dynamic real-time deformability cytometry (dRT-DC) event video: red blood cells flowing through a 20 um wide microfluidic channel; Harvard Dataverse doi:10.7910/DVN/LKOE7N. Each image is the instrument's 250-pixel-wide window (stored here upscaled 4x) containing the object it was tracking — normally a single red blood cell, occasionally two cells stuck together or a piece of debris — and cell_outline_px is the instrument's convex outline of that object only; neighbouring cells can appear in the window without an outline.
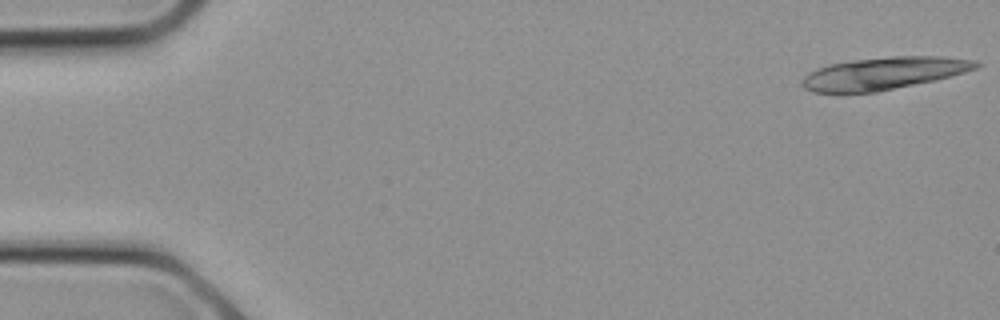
{"species": "common noctule bat (a hibernating species)", "species_latin": "Nyctalus noctula", "temperature_condition": "cold", "stored_images_in_passage": 26, "camera_frame_rate_fps": 3000, "um_per_image_px": 0.085, "animal": {"sex": "female", "body_mass_g": 21.9}, "frame": {"image": 1, "passage_image": 1, "time_ms": 0.0, "image_size_px": [1000, 320], "cell_outline_px": [[980, 64], [976, 68], [964, 72], [936, 80], [876, 92], [812, 92], [804, 88], [800, 84], [800, 80], [808, 72], [816, 68], [828, 64], [856, 60], [892, 56], [940, 56], [972, 60]], "centroid_in_image_um": [75.05, 6.24], "position_along_channel_um": 9.9, "area_um2": 32.66}}
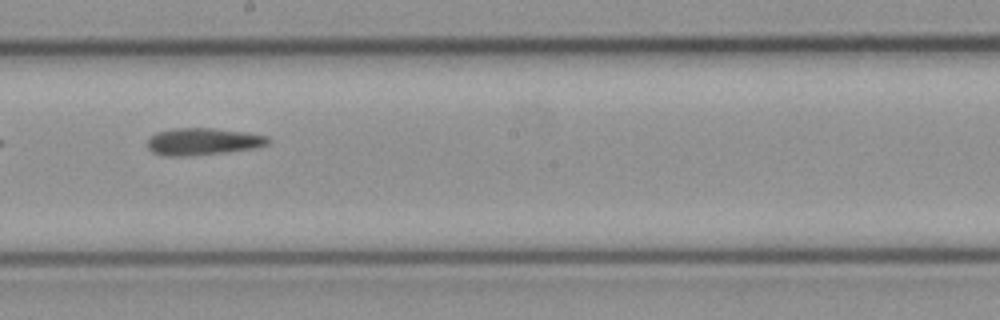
{"frame": {"image": 2, "passage_image": 15, "time_ms": 4.667, "image_size_px": [1000, 320], "cell_outline_px": [[272, 140], [268, 144], [256, 148], [228, 152], [192, 156], [164, 156], [152, 152], [148, 148], [148, 140], [156, 132], [176, 128], [212, 128], [244, 132], [268, 136]], "centroid_in_image_um": [17.27, 12.04], "position_along_channel_um": 230.9, "area_um2": 19.19}}
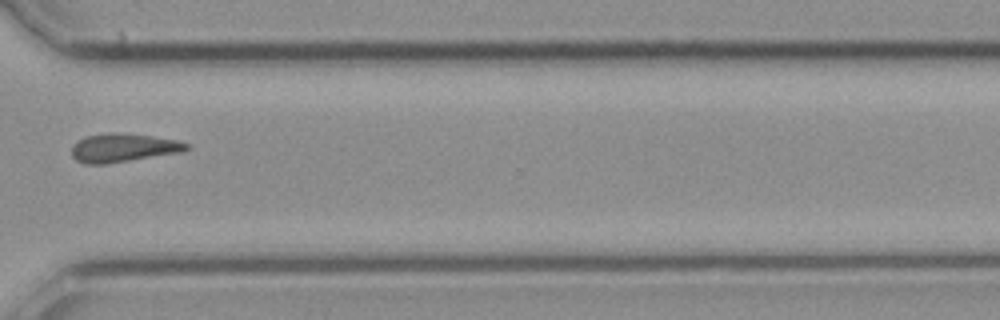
{"frame": {"image": 3, "passage_image": 20, "time_ms": 6.333, "image_size_px": [1000, 320], "cell_outline_px": [[192, 148], [184, 152], [104, 164], [84, 164], [76, 160], [72, 156], [72, 144], [76, 140], [88, 136], [108, 132], [116, 132], [152, 136], [176, 140], [188, 144]], "centroid_in_image_um": [10.47, 12.56], "position_along_channel_um": 360.1, "area_um2": 19.25}}